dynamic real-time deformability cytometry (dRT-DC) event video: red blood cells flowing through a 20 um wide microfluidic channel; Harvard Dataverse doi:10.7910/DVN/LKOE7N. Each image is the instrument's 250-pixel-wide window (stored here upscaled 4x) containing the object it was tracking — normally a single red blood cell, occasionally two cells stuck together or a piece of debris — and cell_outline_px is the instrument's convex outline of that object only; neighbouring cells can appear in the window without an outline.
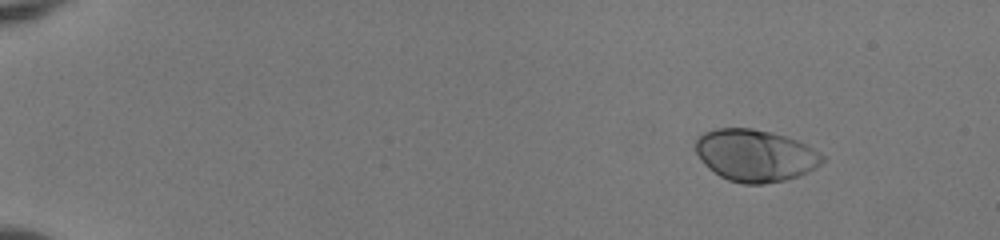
{"species": "human", "species_latin": "Homo sapiens", "temperature_condition": "room temperature", "stored_images_in_passage": 47, "camera_frame_rate_fps": 3000, "um_per_image_px": 0.085, "donor": {"sex": "female"}, "frame": {"image": 1, "passage_image": 1, "time_ms": 0.0, "image_size_px": [1000, 240], "cell_outline_px": [[824, 160], [816, 168], [808, 172], [784, 180], [764, 184], [744, 184], [728, 180], [720, 176], [708, 168], [700, 160], [696, 152], [696, 136], [704, 132], [716, 128], [752, 128], [772, 132], [796, 140], [812, 148], [824, 156]], "centroid_in_image_um": [64.16, 13.21], "position_along_channel_um": 20.8, "area_um2": 38.44}}
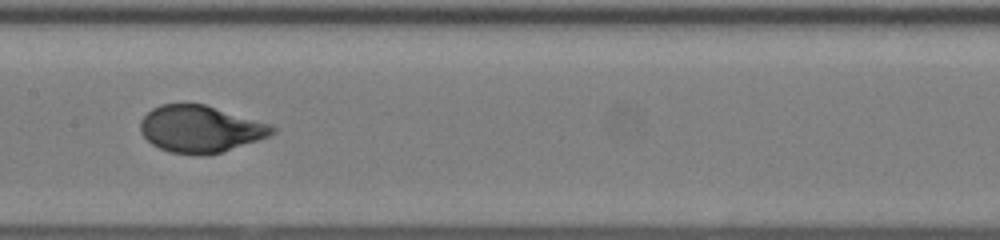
{"frame": {"image": 2, "passage_image": 24, "time_ms": 7.667, "image_size_px": [1000, 240], "cell_outline_px": [[276, 132], [268, 136], [220, 152], [204, 156], [196, 156], [168, 152], [152, 144], [140, 132], [140, 120], [152, 108], [160, 104], [204, 104], [272, 124], [276, 128]], "centroid_in_image_um": [17.01, 10.97], "position_along_channel_um": 190.4, "area_um2": 36.01}}
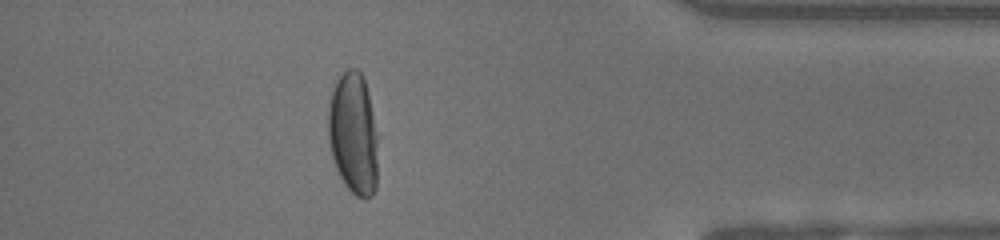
{"frame": {"image": 3, "passage_image": 42, "time_ms": 13.667, "image_size_px": [1000, 240], "cell_outline_px": [[380, 136], [376, 188], [372, 196], [356, 196], [344, 184], [336, 168], [332, 156], [328, 140], [328, 108], [332, 92], [336, 80], [348, 68], [356, 68], [364, 76]], "centroid_in_image_um": [30.08, 11.35], "position_along_channel_um": 405.1, "area_um2": 36.36}, "authors_computed_cell_mechanics": {"area_um2": 36.5874, "velocity_mm_per_s": 4.0216, "shape_relaxation_time_tau1_ms": 3.568, "shape_relaxation_time_tau2_ms": null, "deformation_change_tau1": 0.1993, "deformation_change_tau2": null}}